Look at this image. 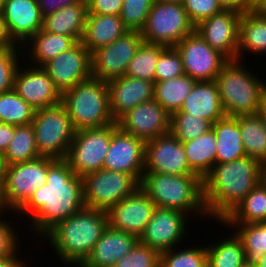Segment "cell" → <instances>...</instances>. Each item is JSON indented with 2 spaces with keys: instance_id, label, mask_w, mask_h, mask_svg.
Here are the masks:
<instances>
[{
  "instance_id": "cell-15",
  "label": "cell",
  "mask_w": 266,
  "mask_h": 267,
  "mask_svg": "<svg viewBox=\"0 0 266 267\" xmlns=\"http://www.w3.org/2000/svg\"><path fill=\"white\" fill-rule=\"evenodd\" d=\"M24 62L15 73L13 90L35 110L61 103L62 94L44 68Z\"/></svg>"
},
{
  "instance_id": "cell-49",
  "label": "cell",
  "mask_w": 266,
  "mask_h": 267,
  "mask_svg": "<svg viewBox=\"0 0 266 267\" xmlns=\"http://www.w3.org/2000/svg\"><path fill=\"white\" fill-rule=\"evenodd\" d=\"M83 0H37L41 15L44 17L66 6L82 3Z\"/></svg>"
},
{
  "instance_id": "cell-44",
  "label": "cell",
  "mask_w": 266,
  "mask_h": 267,
  "mask_svg": "<svg viewBox=\"0 0 266 267\" xmlns=\"http://www.w3.org/2000/svg\"><path fill=\"white\" fill-rule=\"evenodd\" d=\"M23 58L20 45L0 51V94L13 89L15 73Z\"/></svg>"
},
{
  "instance_id": "cell-47",
  "label": "cell",
  "mask_w": 266,
  "mask_h": 267,
  "mask_svg": "<svg viewBox=\"0 0 266 267\" xmlns=\"http://www.w3.org/2000/svg\"><path fill=\"white\" fill-rule=\"evenodd\" d=\"M182 4L195 26L203 19L212 17L223 9L217 0H183Z\"/></svg>"
},
{
  "instance_id": "cell-58",
  "label": "cell",
  "mask_w": 266,
  "mask_h": 267,
  "mask_svg": "<svg viewBox=\"0 0 266 267\" xmlns=\"http://www.w3.org/2000/svg\"><path fill=\"white\" fill-rule=\"evenodd\" d=\"M261 181L266 186V164H263V168H262V180Z\"/></svg>"
},
{
  "instance_id": "cell-11",
  "label": "cell",
  "mask_w": 266,
  "mask_h": 267,
  "mask_svg": "<svg viewBox=\"0 0 266 267\" xmlns=\"http://www.w3.org/2000/svg\"><path fill=\"white\" fill-rule=\"evenodd\" d=\"M85 207L108 212L140 183L130 174L101 169L82 177Z\"/></svg>"
},
{
  "instance_id": "cell-1",
  "label": "cell",
  "mask_w": 266,
  "mask_h": 267,
  "mask_svg": "<svg viewBox=\"0 0 266 267\" xmlns=\"http://www.w3.org/2000/svg\"><path fill=\"white\" fill-rule=\"evenodd\" d=\"M84 207L82 178L66 159H55L48 166L46 184L35 190L14 216H20V221L27 219L30 224L26 227L29 225V231H34L31 235L43 239L59 222Z\"/></svg>"
},
{
  "instance_id": "cell-43",
  "label": "cell",
  "mask_w": 266,
  "mask_h": 267,
  "mask_svg": "<svg viewBox=\"0 0 266 267\" xmlns=\"http://www.w3.org/2000/svg\"><path fill=\"white\" fill-rule=\"evenodd\" d=\"M185 74L182 58L175 46L165 47L155 69V82L178 78Z\"/></svg>"
},
{
  "instance_id": "cell-14",
  "label": "cell",
  "mask_w": 266,
  "mask_h": 267,
  "mask_svg": "<svg viewBox=\"0 0 266 267\" xmlns=\"http://www.w3.org/2000/svg\"><path fill=\"white\" fill-rule=\"evenodd\" d=\"M175 48L181 55L185 74L198 81H214L228 59L213 49L196 31Z\"/></svg>"
},
{
  "instance_id": "cell-52",
  "label": "cell",
  "mask_w": 266,
  "mask_h": 267,
  "mask_svg": "<svg viewBox=\"0 0 266 267\" xmlns=\"http://www.w3.org/2000/svg\"><path fill=\"white\" fill-rule=\"evenodd\" d=\"M223 9H234L240 12L251 10L248 0H217Z\"/></svg>"
},
{
  "instance_id": "cell-57",
  "label": "cell",
  "mask_w": 266,
  "mask_h": 267,
  "mask_svg": "<svg viewBox=\"0 0 266 267\" xmlns=\"http://www.w3.org/2000/svg\"><path fill=\"white\" fill-rule=\"evenodd\" d=\"M255 267H266V253L262 255L260 260L255 264Z\"/></svg>"
},
{
  "instance_id": "cell-5",
  "label": "cell",
  "mask_w": 266,
  "mask_h": 267,
  "mask_svg": "<svg viewBox=\"0 0 266 267\" xmlns=\"http://www.w3.org/2000/svg\"><path fill=\"white\" fill-rule=\"evenodd\" d=\"M242 62L228 60L215 79L226 116L257 114L266 96V80Z\"/></svg>"
},
{
  "instance_id": "cell-16",
  "label": "cell",
  "mask_w": 266,
  "mask_h": 267,
  "mask_svg": "<svg viewBox=\"0 0 266 267\" xmlns=\"http://www.w3.org/2000/svg\"><path fill=\"white\" fill-rule=\"evenodd\" d=\"M42 67L61 94L92 77L91 53L81 41H77Z\"/></svg>"
},
{
  "instance_id": "cell-22",
  "label": "cell",
  "mask_w": 266,
  "mask_h": 267,
  "mask_svg": "<svg viewBox=\"0 0 266 267\" xmlns=\"http://www.w3.org/2000/svg\"><path fill=\"white\" fill-rule=\"evenodd\" d=\"M2 14L10 38L22 46L43 25L37 0H4Z\"/></svg>"
},
{
  "instance_id": "cell-36",
  "label": "cell",
  "mask_w": 266,
  "mask_h": 267,
  "mask_svg": "<svg viewBox=\"0 0 266 267\" xmlns=\"http://www.w3.org/2000/svg\"><path fill=\"white\" fill-rule=\"evenodd\" d=\"M238 123L247 156L266 164V128L259 115L238 116Z\"/></svg>"
},
{
  "instance_id": "cell-50",
  "label": "cell",
  "mask_w": 266,
  "mask_h": 267,
  "mask_svg": "<svg viewBox=\"0 0 266 267\" xmlns=\"http://www.w3.org/2000/svg\"><path fill=\"white\" fill-rule=\"evenodd\" d=\"M14 136V125L0 122V154L3 155Z\"/></svg>"
},
{
  "instance_id": "cell-53",
  "label": "cell",
  "mask_w": 266,
  "mask_h": 267,
  "mask_svg": "<svg viewBox=\"0 0 266 267\" xmlns=\"http://www.w3.org/2000/svg\"><path fill=\"white\" fill-rule=\"evenodd\" d=\"M18 252L21 253V251L18 249L13 255L0 258V267H29L26 263V260L18 256Z\"/></svg>"
},
{
  "instance_id": "cell-26",
  "label": "cell",
  "mask_w": 266,
  "mask_h": 267,
  "mask_svg": "<svg viewBox=\"0 0 266 267\" xmlns=\"http://www.w3.org/2000/svg\"><path fill=\"white\" fill-rule=\"evenodd\" d=\"M246 52L266 57V13L262 9H251L242 13L236 60L243 61L248 55Z\"/></svg>"
},
{
  "instance_id": "cell-34",
  "label": "cell",
  "mask_w": 266,
  "mask_h": 267,
  "mask_svg": "<svg viewBox=\"0 0 266 267\" xmlns=\"http://www.w3.org/2000/svg\"><path fill=\"white\" fill-rule=\"evenodd\" d=\"M196 82L186 74L178 78L154 82V100L171 115L179 111Z\"/></svg>"
},
{
  "instance_id": "cell-4",
  "label": "cell",
  "mask_w": 266,
  "mask_h": 267,
  "mask_svg": "<svg viewBox=\"0 0 266 267\" xmlns=\"http://www.w3.org/2000/svg\"><path fill=\"white\" fill-rule=\"evenodd\" d=\"M140 188L155 203L156 207L182 211L206 220L203 180L197 174L170 175L144 172ZM191 215V216H190Z\"/></svg>"
},
{
  "instance_id": "cell-37",
  "label": "cell",
  "mask_w": 266,
  "mask_h": 267,
  "mask_svg": "<svg viewBox=\"0 0 266 267\" xmlns=\"http://www.w3.org/2000/svg\"><path fill=\"white\" fill-rule=\"evenodd\" d=\"M7 166L40 158L32 123L14 125V136L2 155Z\"/></svg>"
},
{
  "instance_id": "cell-28",
  "label": "cell",
  "mask_w": 266,
  "mask_h": 267,
  "mask_svg": "<svg viewBox=\"0 0 266 267\" xmlns=\"http://www.w3.org/2000/svg\"><path fill=\"white\" fill-rule=\"evenodd\" d=\"M75 43L76 41L70 36L53 34L40 29L22 45L23 59L30 65L42 67Z\"/></svg>"
},
{
  "instance_id": "cell-2",
  "label": "cell",
  "mask_w": 266,
  "mask_h": 267,
  "mask_svg": "<svg viewBox=\"0 0 266 267\" xmlns=\"http://www.w3.org/2000/svg\"><path fill=\"white\" fill-rule=\"evenodd\" d=\"M263 164L248 156L215 163L203 179V199L208 218L222 221L262 180Z\"/></svg>"
},
{
  "instance_id": "cell-32",
  "label": "cell",
  "mask_w": 266,
  "mask_h": 267,
  "mask_svg": "<svg viewBox=\"0 0 266 267\" xmlns=\"http://www.w3.org/2000/svg\"><path fill=\"white\" fill-rule=\"evenodd\" d=\"M190 169L202 180L215 164L216 135L211 129L198 138L183 143Z\"/></svg>"
},
{
  "instance_id": "cell-13",
  "label": "cell",
  "mask_w": 266,
  "mask_h": 267,
  "mask_svg": "<svg viewBox=\"0 0 266 267\" xmlns=\"http://www.w3.org/2000/svg\"><path fill=\"white\" fill-rule=\"evenodd\" d=\"M143 42L140 31H129L91 53L92 78L109 81L125 76L129 62Z\"/></svg>"
},
{
  "instance_id": "cell-51",
  "label": "cell",
  "mask_w": 266,
  "mask_h": 267,
  "mask_svg": "<svg viewBox=\"0 0 266 267\" xmlns=\"http://www.w3.org/2000/svg\"><path fill=\"white\" fill-rule=\"evenodd\" d=\"M17 44L10 38L2 12H0V51L15 47Z\"/></svg>"
},
{
  "instance_id": "cell-39",
  "label": "cell",
  "mask_w": 266,
  "mask_h": 267,
  "mask_svg": "<svg viewBox=\"0 0 266 267\" xmlns=\"http://www.w3.org/2000/svg\"><path fill=\"white\" fill-rule=\"evenodd\" d=\"M35 109L13 89L0 94V122L11 125L32 123Z\"/></svg>"
},
{
  "instance_id": "cell-48",
  "label": "cell",
  "mask_w": 266,
  "mask_h": 267,
  "mask_svg": "<svg viewBox=\"0 0 266 267\" xmlns=\"http://www.w3.org/2000/svg\"><path fill=\"white\" fill-rule=\"evenodd\" d=\"M123 0H90L88 14L120 15Z\"/></svg>"
},
{
  "instance_id": "cell-18",
  "label": "cell",
  "mask_w": 266,
  "mask_h": 267,
  "mask_svg": "<svg viewBox=\"0 0 266 267\" xmlns=\"http://www.w3.org/2000/svg\"><path fill=\"white\" fill-rule=\"evenodd\" d=\"M242 13L234 9H222L212 17L199 22L195 26V31L228 60H236Z\"/></svg>"
},
{
  "instance_id": "cell-59",
  "label": "cell",
  "mask_w": 266,
  "mask_h": 267,
  "mask_svg": "<svg viewBox=\"0 0 266 267\" xmlns=\"http://www.w3.org/2000/svg\"><path fill=\"white\" fill-rule=\"evenodd\" d=\"M159 1H162V2H173V3H182L183 0H159Z\"/></svg>"
},
{
  "instance_id": "cell-24",
  "label": "cell",
  "mask_w": 266,
  "mask_h": 267,
  "mask_svg": "<svg viewBox=\"0 0 266 267\" xmlns=\"http://www.w3.org/2000/svg\"><path fill=\"white\" fill-rule=\"evenodd\" d=\"M139 239L108 225L92 252L79 267H112L128 254Z\"/></svg>"
},
{
  "instance_id": "cell-35",
  "label": "cell",
  "mask_w": 266,
  "mask_h": 267,
  "mask_svg": "<svg viewBox=\"0 0 266 267\" xmlns=\"http://www.w3.org/2000/svg\"><path fill=\"white\" fill-rule=\"evenodd\" d=\"M222 227L232 229L241 240L246 254V263L255 265L263 254L266 253V222L250 224H223ZM235 228V229H234ZM235 230V231H234Z\"/></svg>"
},
{
  "instance_id": "cell-40",
  "label": "cell",
  "mask_w": 266,
  "mask_h": 267,
  "mask_svg": "<svg viewBox=\"0 0 266 267\" xmlns=\"http://www.w3.org/2000/svg\"><path fill=\"white\" fill-rule=\"evenodd\" d=\"M190 245L185 243L183 248L181 245L160 253V267H207L206 244Z\"/></svg>"
},
{
  "instance_id": "cell-21",
  "label": "cell",
  "mask_w": 266,
  "mask_h": 267,
  "mask_svg": "<svg viewBox=\"0 0 266 267\" xmlns=\"http://www.w3.org/2000/svg\"><path fill=\"white\" fill-rule=\"evenodd\" d=\"M155 208V203L139 186L107 212L108 225L139 238L152 218Z\"/></svg>"
},
{
  "instance_id": "cell-56",
  "label": "cell",
  "mask_w": 266,
  "mask_h": 267,
  "mask_svg": "<svg viewBox=\"0 0 266 267\" xmlns=\"http://www.w3.org/2000/svg\"><path fill=\"white\" fill-rule=\"evenodd\" d=\"M248 5L252 9H262L266 5V0H248Z\"/></svg>"
},
{
  "instance_id": "cell-61",
  "label": "cell",
  "mask_w": 266,
  "mask_h": 267,
  "mask_svg": "<svg viewBox=\"0 0 266 267\" xmlns=\"http://www.w3.org/2000/svg\"><path fill=\"white\" fill-rule=\"evenodd\" d=\"M241 267H255V265H251V264H248V263H245L243 266Z\"/></svg>"
},
{
  "instance_id": "cell-30",
  "label": "cell",
  "mask_w": 266,
  "mask_h": 267,
  "mask_svg": "<svg viewBox=\"0 0 266 267\" xmlns=\"http://www.w3.org/2000/svg\"><path fill=\"white\" fill-rule=\"evenodd\" d=\"M216 135L215 163H227L247 156L237 117L225 116L212 124Z\"/></svg>"
},
{
  "instance_id": "cell-17",
  "label": "cell",
  "mask_w": 266,
  "mask_h": 267,
  "mask_svg": "<svg viewBox=\"0 0 266 267\" xmlns=\"http://www.w3.org/2000/svg\"><path fill=\"white\" fill-rule=\"evenodd\" d=\"M144 172L195 174L188 165L183 143L170 132L146 141Z\"/></svg>"
},
{
  "instance_id": "cell-12",
  "label": "cell",
  "mask_w": 266,
  "mask_h": 267,
  "mask_svg": "<svg viewBox=\"0 0 266 267\" xmlns=\"http://www.w3.org/2000/svg\"><path fill=\"white\" fill-rule=\"evenodd\" d=\"M188 216L179 210L156 207L144 232L138 238L139 242L159 253L181 246L182 243L184 245L183 241L188 239L185 237L190 233L188 224L191 222L188 221Z\"/></svg>"
},
{
  "instance_id": "cell-46",
  "label": "cell",
  "mask_w": 266,
  "mask_h": 267,
  "mask_svg": "<svg viewBox=\"0 0 266 267\" xmlns=\"http://www.w3.org/2000/svg\"><path fill=\"white\" fill-rule=\"evenodd\" d=\"M7 213L10 214V211L0 210V258L13 255L18 249H20L21 244L19 233L16 230L18 224L14 227L12 218L10 219L11 222L5 218L8 217L5 216L8 215Z\"/></svg>"
},
{
  "instance_id": "cell-25",
  "label": "cell",
  "mask_w": 266,
  "mask_h": 267,
  "mask_svg": "<svg viewBox=\"0 0 266 267\" xmlns=\"http://www.w3.org/2000/svg\"><path fill=\"white\" fill-rule=\"evenodd\" d=\"M177 112L193 114L211 123L225 117L215 80L196 82Z\"/></svg>"
},
{
  "instance_id": "cell-31",
  "label": "cell",
  "mask_w": 266,
  "mask_h": 267,
  "mask_svg": "<svg viewBox=\"0 0 266 267\" xmlns=\"http://www.w3.org/2000/svg\"><path fill=\"white\" fill-rule=\"evenodd\" d=\"M223 224L266 222V186L257 184L221 221Z\"/></svg>"
},
{
  "instance_id": "cell-27",
  "label": "cell",
  "mask_w": 266,
  "mask_h": 267,
  "mask_svg": "<svg viewBox=\"0 0 266 267\" xmlns=\"http://www.w3.org/2000/svg\"><path fill=\"white\" fill-rule=\"evenodd\" d=\"M129 31L119 15L87 14L81 42L92 53L113 43Z\"/></svg>"
},
{
  "instance_id": "cell-38",
  "label": "cell",
  "mask_w": 266,
  "mask_h": 267,
  "mask_svg": "<svg viewBox=\"0 0 266 267\" xmlns=\"http://www.w3.org/2000/svg\"><path fill=\"white\" fill-rule=\"evenodd\" d=\"M166 46L142 42L129 62L125 75L155 82V69L159 55Z\"/></svg>"
},
{
  "instance_id": "cell-60",
  "label": "cell",
  "mask_w": 266,
  "mask_h": 267,
  "mask_svg": "<svg viewBox=\"0 0 266 267\" xmlns=\"http://www.w3.org/2000/svg\"><path fill=\"white\" fill-rule=\"evenodd\" d=\"M3 3H4V0H0V12H2V9H3Z\"/></svg>"
},
{
  "instance_id": "cell-55",
  "label": "cell",
  "mask_w": 266,
  "mask_h": 267,
  "mask_svg": "<svg viewBox=\"0 0 266 267\" xmlns=\"http://www.w3.org/2000/svg\"><path fill=\"white\" fill-rule=\"evenodd\" d=\"M257 114L261 118L263 126L266 128V96L264 97L260 109L257 111Z\"/></svg>"
},
{
  "instance_id": "cell-23",
  "label": "cell",
  "mask_w": 266,
  "mask_h": 267,
  "mask_svg": "<svg viewBox=\"0 0 266 267\" xmlns=\"http://www.w3.org/2000/svg\"><path fill=\"white\" fill-rule=\"evenodd\" d=\"M110 112L115 121L140 103L154 99V82L123 76L107 81Z\"/></svg>"
},
{
  "instance_id": "cell-7",
  "label": "cell",
  "mask_w": 266,
  "mask_h": 267,
  "mask_svg": "<svg viewBox=\"0 0 266 267\" xmlns=\"http://www.w3.org/2000/svg\"><path fill=\"white\" fill-rule=\"evenodd\" d=\"M32 125L40 157L66 159L75 129L62 103L35 110Z\"/></svg>"
},
{
  "instance_id": "cell-9",
  "label": "cell",
  "mask_w": 266,
  "mask_h": 267,
  "mask_svg": "<svg viewBox=\"0 0 266 267\" xmlns=\"http://www.w3.org/2000/svg\"><path fill=\"white\" fill-rule=\"evenodd\" d=\"M194 31L182 3L155 0L140 34L144 42L167 47L176 46Z\"/></svg>"
},
{
  "instance_id": "cell-10",
  "label": "cell",
  "mask_w": 266,
  "mask_h": 267,
  "mask_svg": "<svg viewBox=\"0 0 266 267\" xmlns=\"http://www.w3.org/2000/svg\"><path fill=\"white\" fill-rule=\"evenodd\" d=\"M118 128L115 122L105 127L75 131L66 160L76 175L82 178L103 169L112 134Z\"/></svg>"
},
{
  "instance_id": "cell-6",
  "label": "cell",
  "mask_w": 266,
  "mask_h": 267,
  "mask_svg": "<svg viewBox=\"0 0 266 267\" xmlns=\"http://www.w3.org/2000/svg\"><path fill=\"white\" fill-rule=\"evenodd\" d=\"M65 106L75 130L99 128L114 124L110 112L107 81L90 78L62 93Z\"/></svg>"
},
{
  "instance_id": "cell-20",
  "label": "cell",
  "mask_w": 266,
  "mask_h": 267,
  "mask_svg": "<svg viewBox=\"0 0 266 267\" xmlns=\"http://www.w3.org/2000/svg\"><path fill=\"white\" fill-rule=\"evenodd\" d=\"M145 143L118 128L112 134L103 169L130 174L140 183L145 167Z\"/></svg>"
},
{
  "instance_id": "cell-54",
  "label": "cell",
  "mask_w": 266,
  "mask_h": 267,
  "mask_svg": "<svg viewBox=\"0 0 266 267\" xmlns=\"http://www.w3.org/2000/svg\"><path fill=\"white\" fill-rule=\"evenodd\" d=\"M7 164L0 154V190L3 188L5 183V175H6Z\"/></svg>"
},
{
  "instance_id": "cell-62",
  "label": "cell",
  "mask_w": 266,
  "mask_h": 267,
  "mask_svg": "<svg viewBox=\"0 0 266 267\" xmlns=\"http://www.w3.org/2000/svg\"><path fill=\"white\" fill-rule=\"evenodd\" d=\"M262 10L266 13V5L262 8Z\"/></svg>"
},
{
  "instance_id": "cell-41",
  "label": "cell",
  "mask_w": 266,
  "mask_h": 267,
  "mask_svg": "<svg viewBox=\"0 0 266 267\" xmlns=\"http://www.w3.org/2000/svg\"><path fill=\"white\" fill-rule=\"evenodd\" d=\"M212 124L199 116L176 111L171 114L170 133L184 143L208 133L212 129Z\"/></svg>"
},
{
  "instance_id": "cell-45",
  "label": "cell",
  "mask_w": 266,
  "mask_h": 267,
  "mask_svg": "<svg viewBox=\"0 0 266 267\" xmlns=\"http://www.w3.org/2000/svg\"><path fill=\"white\" fill-rule=\"evenodd\" d=\"M112 267H160V253L139 241Z\"/></svg>"
},
{
  "instance_id": "cell-3",
  "label": "cell",
  "mask_w": 266,
  "mask_h": 267,
  "mask_svg": "<svg viewBox=\"0 0 266 267\" xmlns=\"http://www.w3.org/2000/svg\"><path fill=\"white\" fill-rule=\"evenodd\" d=\"M107 227L106 211L84 207L59 222L40 240H48L64 266L79 267Z\"/></svg>"
},
{
  "instance_id": "cell-19",
  "label": "cell",
  "mask_w": 266,
  "mask_h": 267,
  "mask_svg": "<svg viewBox=\"0 0 266 267\" xmlns=\"http://www.w3.org/2000/svg\"><path fill=\"white\" fill-rule=\"evenodd\" d=\"M171 115L154 99L140 103L116 122L125 133L145 142L170 132Z\"/></svg>"
},
{
  "instance_id": "cell-8",
  "label": "cell",
  "mask_w": 266,
  "mask_h": 267,
  "mask_svg": "<svg viewBox=\"0 0 266 267\" xmlns=\"http://www.w3.org/2000/svg\"><path fill=\"white\" fill-rule=\"evenodd\" d=\"M55 159L40 157L7 166L5 183L0 190V210L17 212L33 192L47 182L48 166Z\"/></svg>"
},
{
  "instance_id": "cell-29",
  "label": "cell",
  "mask_w": 266,
  "mask_h": 267,
  "mask_svg": "<svg viewBox=\"0 0 266 267\" xmlns=\"http://www.w3.org/2000/svg\"><path fill=\"white\" fill-rule=\"evenodd\" d=\"M88 14V3L66 6L43 17L42 29L49 33L72 37L76 42L83 38Z\"/></svg>"
},
{
  "instance_id": "cell-42",
  "label": "cell",
  "mask_w": 266,
  "mask_h": 267,
  "mask_svg": "<svg viewBox=\"0 0 266 267\" xmlns=\"http://www.w3.org/2000/svg\"><path fill=\"white\" fill-rule=\"evenodd\" d=\"M155 0H123L120 17L130 31H140Z\"/></svg>"
},
{
  "instance_id": "cell-33",
  "label": "cell",
  "mask_w": 266,
  "mask_h": 267,
  "mask_svg": "<svg viewBox=\"0 0 266 267\" xmlns=\"http://www.w3.org/2000/svg\"><path fill=\"white\" fill-rule=\"evenodd\" d=\"M230 232L228 238L222 234V238H218L219 242L215 240L212 244L206 243L207 267H241L246 263L241 240L231 229Z\"/></svg>"
}]
</instances>
